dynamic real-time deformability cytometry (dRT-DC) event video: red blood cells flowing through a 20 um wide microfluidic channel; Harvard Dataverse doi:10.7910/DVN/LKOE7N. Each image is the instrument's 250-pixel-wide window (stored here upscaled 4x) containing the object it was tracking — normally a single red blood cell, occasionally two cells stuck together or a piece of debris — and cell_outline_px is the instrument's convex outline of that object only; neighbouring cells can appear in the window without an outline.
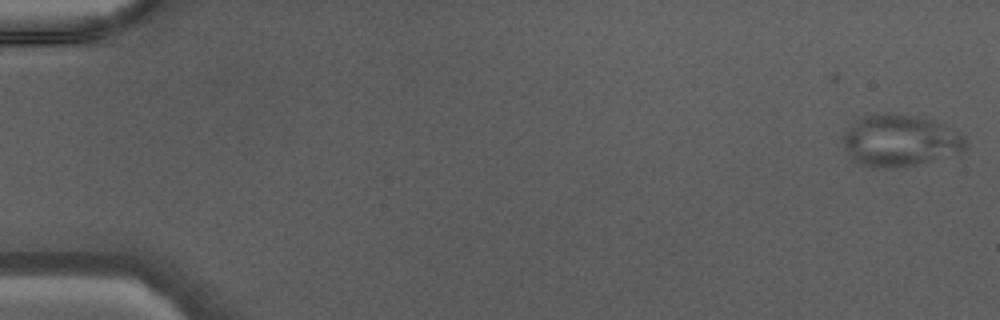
{"species": "Egyptian fruit bat (a non-hibernating species)", "species_latin": "Rousettus aegyptiacus", "temperature_condition": "warm", "stored_images_in_passage": 11, "camera_frame_rate_fps": 3000, "um_per_image_px": 0.085, "animal": {"sex": "male"}, "frame": {"image": 1, "passage_image": 1, "time_ms": 0.0, "image_size_px": [1000, 320], "cell_outline_px": [[964, 148], [960, 152], [916, 164], [892, 168], [876, 168], [852, 160], [844, 144], [844, 132], [860, 116], [884, 112], [896, 112], [924, 116], [960, 132], [964, 140]], "centroid_in_image_um": [76.47, 11.9], "position_along_channel_um": 8.5, "area_um2": 36.93}}